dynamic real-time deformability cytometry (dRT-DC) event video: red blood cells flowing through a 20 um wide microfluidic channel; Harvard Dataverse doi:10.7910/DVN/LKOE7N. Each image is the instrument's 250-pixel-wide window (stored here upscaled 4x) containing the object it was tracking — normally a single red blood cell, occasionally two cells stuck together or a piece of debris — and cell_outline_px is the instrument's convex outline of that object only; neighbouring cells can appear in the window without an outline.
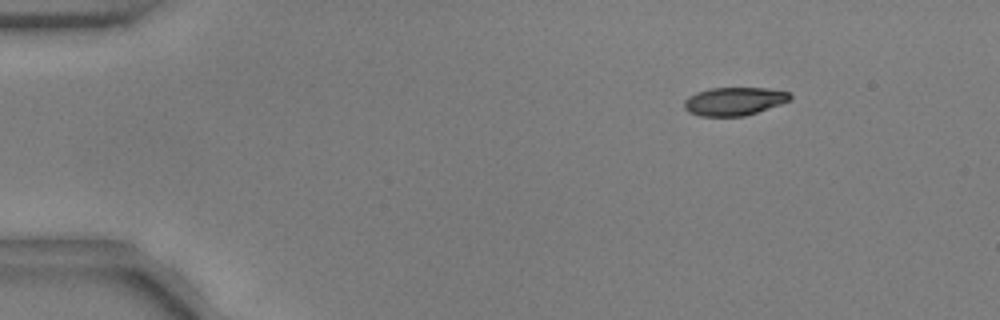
{"species": "common noctule bat (a hibernating species)", "species_latin": "Nyctalus noctula", "temperature_condition": "warm", "stored_images_in_passage": 54, "camera_frame_rate_fps": 3000, "um_per_image_px": 0.085, "animal": {"sex": "male", "body_mass_g": 17.9, "forearm_length_mm": 54.2}, "frame": {"image": 1, "passage_image": 8, "time_ms": 2.333, "image_size_px": [1000, 320], "cell_outline_px": [[792, 100], [744, 116], [700, 116], [688, 112], [684, 108], [684, 100], [688, 96], [696, 92], [708, 88], [768, 88], [792, 92]], "centroid_in_image_um": [62.41, 8.6], "position_along_channel_um": 22.6, "area_um2": 17.57}}
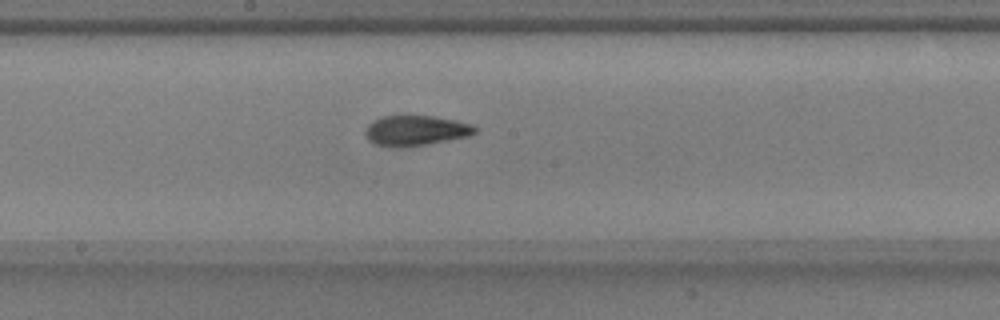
{"frame": {"image": 2, "passage_image": 30, "time_ms": 9.667, "image_size_px": [1000, 320], "cell_outline_px": [[476, 132], [468, 136], [404, 148], [396, 148], [376, 144], [368, 140], [364, 132], [368, 124], [372, 120], [380, 116], [432, 116], [456, 120], [472, 124], [476, 128]], "centroid_in_image_um": [35.29, 11.1], "position_along_channel_um": 212.9, "area_um2": 19.36}}
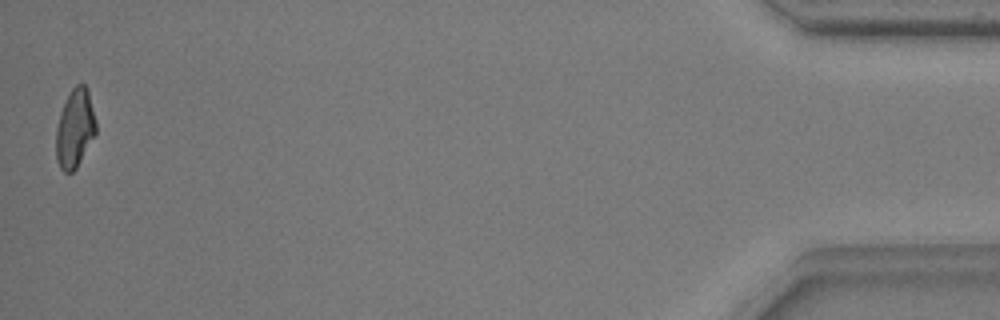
{"frame": {"image": 3, "passage_image": 54, "time_ms": 17.667, "image_size_px": [1000, 320], "cell_outline_px": [[96, 132], [76, 168], [72, 172], [64, 172], [60, 168], [56, 160], [56, 128], [60, 112], [72, 88], [76, 84], [84, 84], [88, 88], [96, 120]], "centroid_in_image_um": [6.36, 10.9], "position_along_channel_um": 428.8, "area_um2": 18.21}, "authors_computed_cell_mechanics": {"area_um2": 18.6116, "velocity_mm_per_s": 3.7838, "shape_relaxation_time_tau1_ms": 6.0517, "shape_relaxation_time_tau2_ms": 2.0115, "deformation_change_tau1": 0.213, "deformation_change_tau2": 0.0891}}